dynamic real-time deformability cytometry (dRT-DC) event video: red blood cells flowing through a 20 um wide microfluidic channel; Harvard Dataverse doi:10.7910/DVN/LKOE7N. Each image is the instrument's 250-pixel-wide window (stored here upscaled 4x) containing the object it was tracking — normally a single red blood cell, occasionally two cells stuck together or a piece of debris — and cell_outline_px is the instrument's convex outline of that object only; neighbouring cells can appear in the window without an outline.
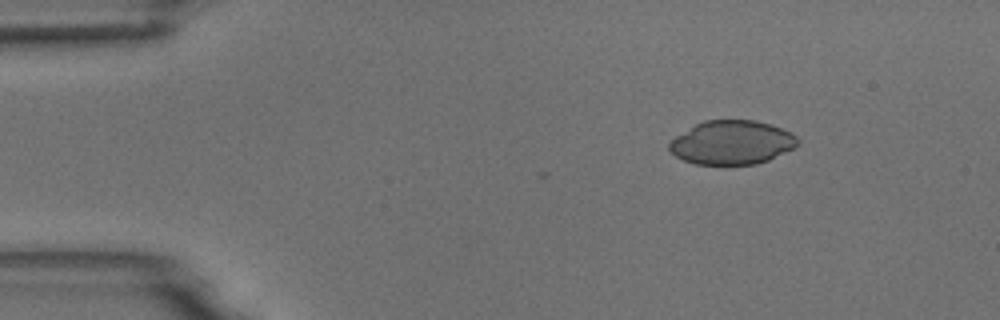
{"species": "common noctule bat (a hibernating species)", "species_latin": "Nyctalus noctula", "temperature_condition": "room temperature", "stored_images_in_passage": 3, "camera_frame_rate_fps": 3000, "um_per_image_px": 0.085, "animal": {"sex": "male", "body_mass_g": 18.8}, "frame": {"image": 1, "passage_image": 1, "time_ms": 0.0, "image_size_px": [1000, 320], "cell_outline_px": [[796, 144], [792, 148], [768, 160], [756, 164], [696, 164], [684, 160], [676, 156], [668, 148], [668, 144], [676, 136], [696, 124], [704, 120], [756, 120], [772, 124], [796, 136]], "centroid_in_image_um": [62.18, 12.1], "position_along_channel_um": 22.8, "area_um2": 32.37}}